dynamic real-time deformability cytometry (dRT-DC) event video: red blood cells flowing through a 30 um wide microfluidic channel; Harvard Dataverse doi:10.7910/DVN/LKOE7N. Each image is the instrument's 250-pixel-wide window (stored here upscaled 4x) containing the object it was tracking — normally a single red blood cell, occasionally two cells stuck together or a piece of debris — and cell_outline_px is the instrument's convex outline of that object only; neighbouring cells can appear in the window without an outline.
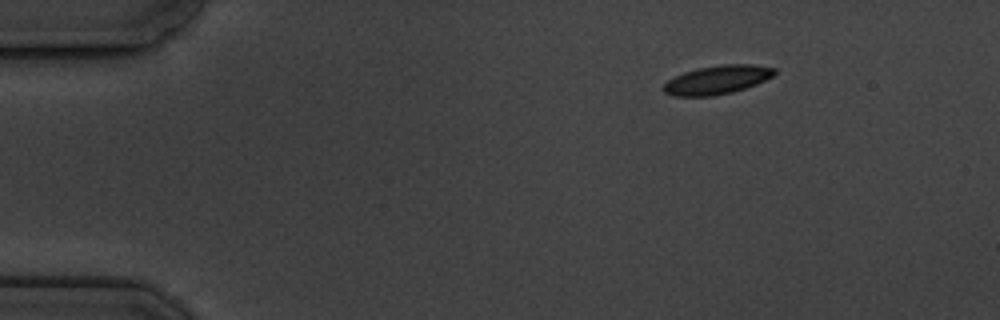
{"species": "common noctule bat (a hibernating species)", "species_latin": "Nyctalus noctula", "temperature_condition": "cold", "stored_images_in_passage": 5, "camera_frame_rate_fps": 3000, "um_per_image_px": 0.085, "animal": {"sex": "male", "body_mass_g": 19.5, "forearm_length_mm": 54.6}, "frame": {"image": 1, "passage_image": 1, "time_ms": 0.0, "image_size_px": [1000, 320], "cell_outline_px": [[776, 72], [772, 76], [756, 84], [732, 92], [712, 96], [676, 96], [664, 92], [660, 88], [668, 80], [684, 72], [696, 68], [724, 64], [752, 64], [776, 68]], "centroid_in_image_um": [60.94, 6.78], "position_along_channel_um": 24.1, "area_um2": 18.5}}
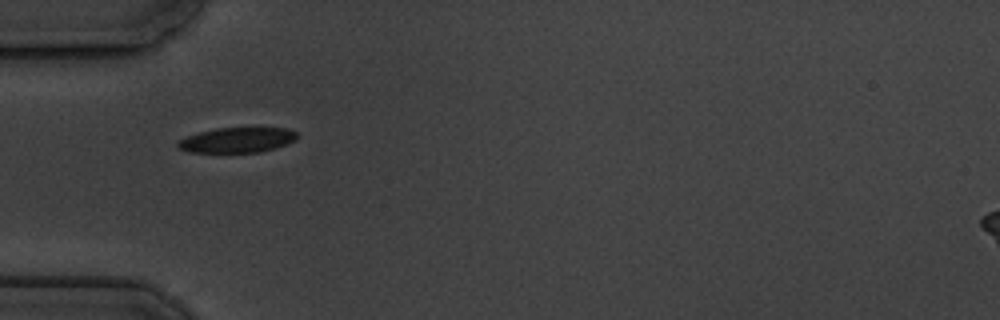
{"frame": {"image": 2, "passage_image": 4, "time_ms": 3.333, "image_size_px": [1000, 320], "cell_outline_px": [[296, 140], [276, 148], [260, 152], [188, 152], [180, 148], [176, 144], [176, 140], [200, 132], [216, 128], [256, 124], [288, 128], [296, 132]], "centroid_in_image_um": [20.23, 11.84], "position_along_channel_um": 64.8, "area_um2": 18.44}}